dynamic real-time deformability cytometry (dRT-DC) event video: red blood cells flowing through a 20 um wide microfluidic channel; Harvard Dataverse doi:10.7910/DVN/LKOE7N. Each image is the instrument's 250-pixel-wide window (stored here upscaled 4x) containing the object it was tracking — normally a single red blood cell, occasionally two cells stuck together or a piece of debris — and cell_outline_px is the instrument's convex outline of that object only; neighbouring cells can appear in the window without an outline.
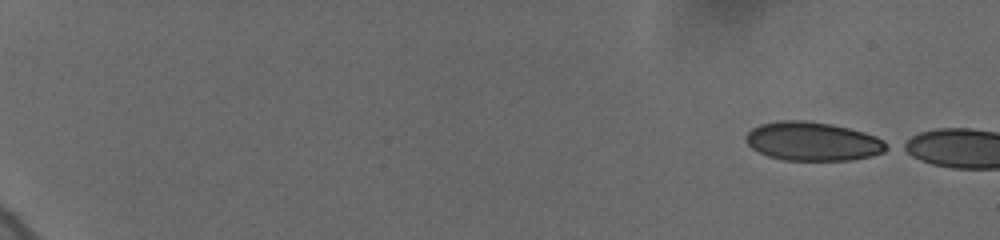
{"species": "human", "species_latin": "Homo sapiens", "temperature_condition": "cold", "stored_images_in_passage": 17, "camera_frame_rate_fps": 3000, "um_per_image_px": 0.085, "donor": {"sex": "female"}, "frame": {"image": 1, "passage_image": 1, "time_ms": 0.0, "image_size_px": [1000, 240], "cell_outline_px": [[892, 148], [884, 152], [872, 156], [852, 160], [784, 160], [768, 156], [752, 148], [748, 144], [744, 136], [752, 128], [760, 124], [776, 120], [804, 120], [832, 124], [864, 132], [876, 136], [892, 144]], "centroid_in_image_um": [69.14, 12.01], "position_along_channel_um": 15.9, "area_um2": 32.19}}